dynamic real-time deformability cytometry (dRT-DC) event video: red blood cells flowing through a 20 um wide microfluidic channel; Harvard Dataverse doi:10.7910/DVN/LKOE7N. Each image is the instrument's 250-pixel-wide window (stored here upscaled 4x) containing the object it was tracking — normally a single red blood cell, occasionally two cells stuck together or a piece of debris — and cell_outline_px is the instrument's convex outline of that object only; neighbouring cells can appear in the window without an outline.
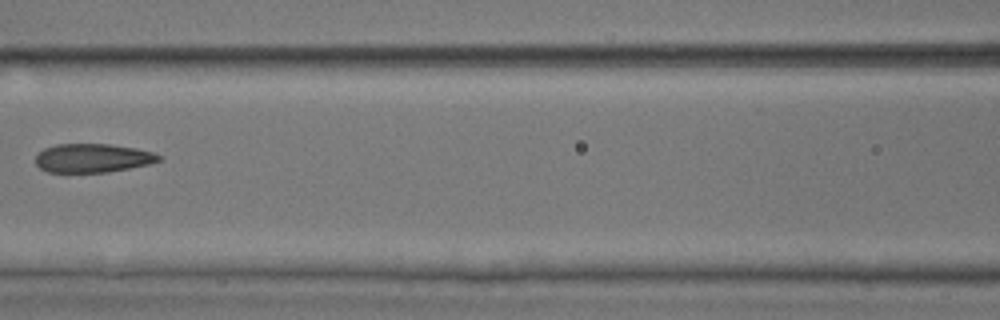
{"species": "common noctule bat (a hibernating species)", "species_latin": "Nyctalus noctula", "temperature_condition": "room temperature", "stored_images_in_passage": 7, "camera_frame_rate_fps": 3000, "um_per_image_px": 0.085, "animal": {"sex": "male", "body_mass_g": 17.9, "forearm_length_mm": 54.2}, "frame": {"image": 1, "passage_image": 7, "time_ms": 7.667, "image_size_px": [1000, 320], "cell_outline_px": [[164, 156], [160, 160], [148, 164], [108, 172], [48, 172], [40, 168], [36, 164], [36, 156], [44, 148], [56, 144], [112, 144], [136, 148], [152, 152]], "centroid_in_image_um": [7.88, 13.43], "position_along_channel_um": 158.7, "area_um2": 20.63}}